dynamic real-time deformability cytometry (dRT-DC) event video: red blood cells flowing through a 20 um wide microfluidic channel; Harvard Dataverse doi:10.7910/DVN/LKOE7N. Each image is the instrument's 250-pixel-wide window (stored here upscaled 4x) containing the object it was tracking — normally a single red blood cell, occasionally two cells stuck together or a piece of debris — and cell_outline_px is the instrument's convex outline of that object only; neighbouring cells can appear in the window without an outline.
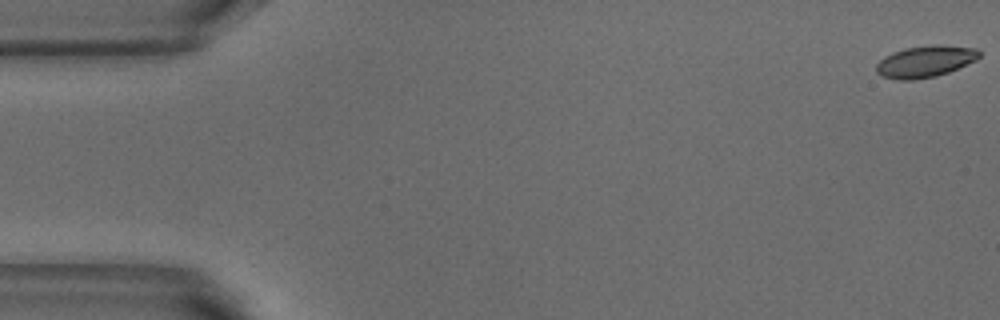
{"species": "common noctule bat (a hibernating species)", "species_latin": "Nyctalus noctula", "temperature_condition": "warm", "stored_images_in_passage": 6, "camera_frame_rate_fps": 3000, "um_per_image_px": 0.085, "animal": {"sex": "male", "body_mass_g": 18.8}, "frame": {"image": 1, "passage_image": 1, "time_ms": 0.0, "image_size_px": [1000, 320], "cell_outline_px": [[980, 56], [976, 60], [948, 72], [936, 76], [912, 80], [900, 80], [880, 76], [876, 72], [876, 64], [884, 56], [892, 52], [904, 48], [932, 44], [940, 44], [976, 48], [980, 52]], "centroid_in_image_um": [78.62, 5.21], "position_along_channel_um": 6.4, "area_um2": 19.13}}
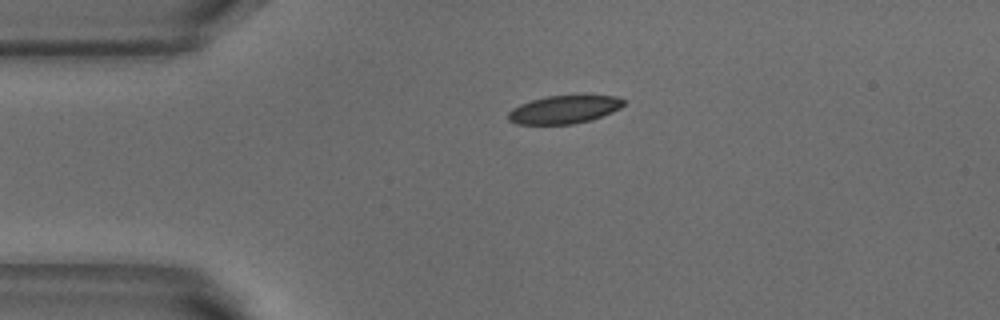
{"frame": {"image": 2, "passage_image": 4, "time_ms": 1.0, "image_size_px": [1000, 320], "cell_outline_px": [[628, 100], [620, 108], [612, 112], [592, 120], [572, 124], [516, 124], [508, 120], [508, 112], [512, 108], [520, 104], [532, 100], [548, 96], [616, 96]], "centroid_in_image_um": [47.96, 9.32], "position_along_channel_um": 37.0, "area_um2": 18.84}}
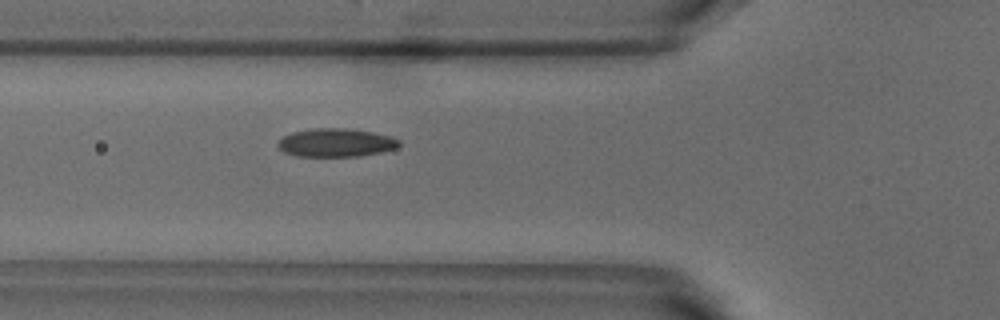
{"frame": {"image": 3, "passage_image": 6, "time_ms": 1.667, "image_size_px": [1000, 320], "cell_outline_px": [[400, 144], [396, 148], [380, 152], [360, 156], [296, 156], [284, 152], [276, 144], [284, 136], [292, 132], [312, 128], [344, 128], [372, 132], [392, 136], [400, 140]], "centroid_in_image_um": [28.56, 12.12], "position_along_channel_um": 97.2, "area_um2": 20.0}}